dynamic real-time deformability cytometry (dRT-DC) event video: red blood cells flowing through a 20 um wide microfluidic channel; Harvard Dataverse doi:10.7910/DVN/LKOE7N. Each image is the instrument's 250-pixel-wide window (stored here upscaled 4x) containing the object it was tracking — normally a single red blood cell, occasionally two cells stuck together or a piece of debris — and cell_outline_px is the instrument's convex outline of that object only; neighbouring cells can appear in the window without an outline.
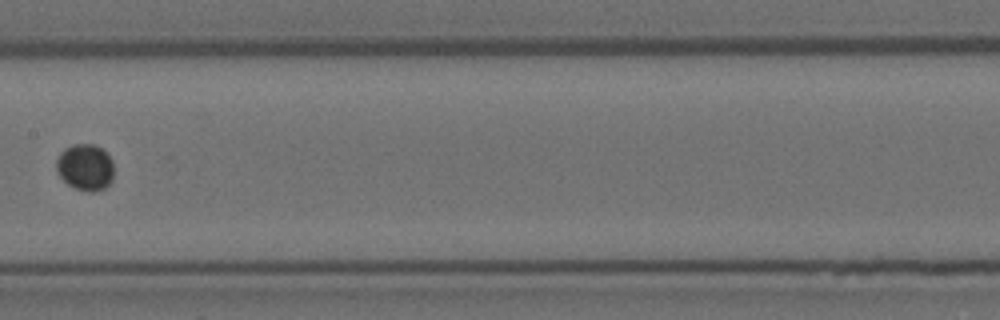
{"species": "Egyptian fruit bat (a non-hibernating species)", "species_latin": "Rousettus aegyptiacus", "temperature_condition": "room temperature", "stored_images_in_passage": 11, "camera_frame_rate_fps": 3000, "um_per_image_px": 0.085, "animal": {"sex": "female"}, "frame": {"image": 1, "passage_image": 8, "time_ms": 2.333, "image_size_px": [1000, 320], "cell_outline_px": [[112, 180], [104, 188], [92, 192], [88, 192], [76, 188], [68, 184], [56, 172], [56, 160], [60, 152], [64, 148], [72, 144], [92, 144], [100, 148], [112, 160]], "centroid_in_image_um": [7.21, 14.21], "position_along_channel_um": 200.2, "area_um2": 15.43}}
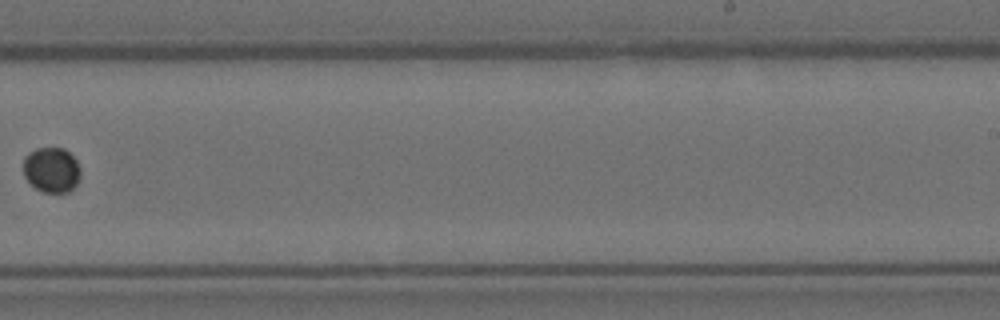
{"frame": {"image": 2, "passage_image": 10, "time_ms": 3.0, "image_size_px": [1000, 320], "cell_outline_px": [[80, 176], [76, 184], [68, 192], [44, 192], [36, 188], [24, 176], [24, 156], [28, 152], [36, 148], [64, 148], [76, 160], [80, 168]], "centroid_in_image_um": [4.38, 14.42], "position_along_channel_um": 284.6, "area_um2": 14.97}}
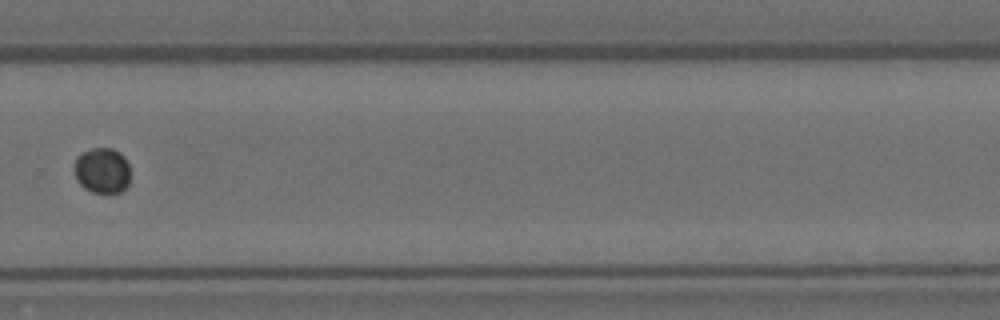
{"frame": {"image": 3, "passage_image": 11, "time_ms": 3.333, "image_size_px": [1000, 320], "cell_outline_px": [[128, 184], [120, 192], [108, 196], [104, 196], [92, 192], [84, 188], [76, 180], [72, 168], [76, 156], [92, 148], [112, 148], [120, 152], [124, 156], [128, 164]], "centroid_in_image_um": [8.64, 14.53], "position_along_channel_um": 321.2, "area_um2": 15.43}}